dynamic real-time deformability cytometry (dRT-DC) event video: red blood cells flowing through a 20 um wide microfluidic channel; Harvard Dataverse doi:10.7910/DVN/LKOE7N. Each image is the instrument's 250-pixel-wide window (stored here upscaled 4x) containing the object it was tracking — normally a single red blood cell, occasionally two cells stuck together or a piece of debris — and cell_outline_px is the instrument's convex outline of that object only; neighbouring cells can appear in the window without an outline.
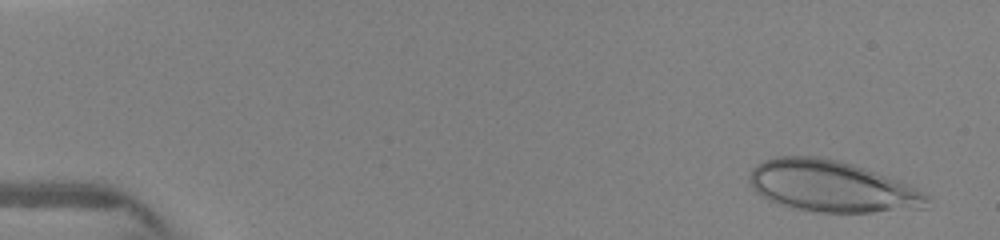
{"species": "human", "species_latin": "Homo sapiens", "temperature_condition": "warm", "stored_images_in_passage": 38, "camera_frame_rate_fps": 3000, "um_per_image_px": 0.085, "donor": {"sex": "female"}, "frame": {"image": 1, "passage_image": 1, "time_ms": 0.0, "image_size_px": [1000, 240], "cell_outline_px": [[932, 200], [928, 208], [872, 212], [816, 212], [792, 208], [776, 204], [768, 200], [756, 192], [752, 188], [748, 180], [748, 176], [752, 168], [756, 164], [772, 156], [820, 156], [840, 160], [876, 172], [908, 184], [932, 196]], "centroid_in_image_um": [70.7, 15.84], "position_along_channel_um": 14.3, "area_um2": 53.87}}
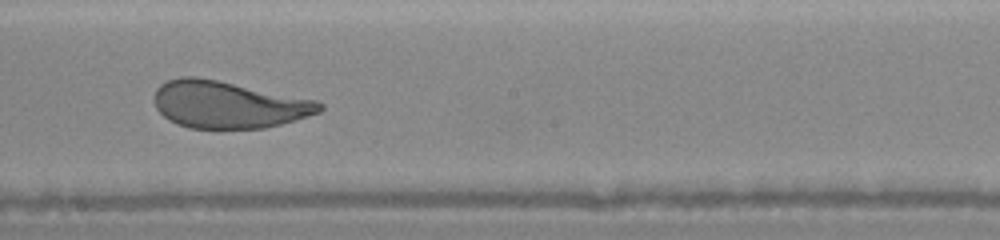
{"frame": {"image": 2, "passage_image": 23, "time_ms": 8.0, "image_size_px": [1000, 240], "cell_outline_px": [[324, 108], [320, 112], [308, 116], [280, 124], [264, 128], [188, 128], [176, 124], [168, 120], [156, 108], [152, 100], [156, 88], [160, 84], [168, 80], [180, 76], [196, 76], [316, 100], [324, 104]], "centroid_in_image_um": [19.35, 8.89], "position_along_channel_um": 228.8, "area_um2": 45.37}}
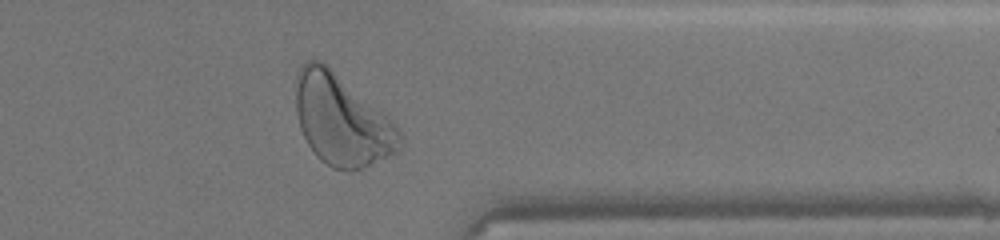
{"frame": {"image": 3, "passage_image": 35, "time_ms": 11.667, "image_size_px": [1000, 240], "cell_outline_px": [[404, 144], [400, 152], [364, 168], [352, 172], [348, 172], [332, 168], [320, 160], [316, 156], [308, 144], [300, 128], [296, 112], [296, 88], [300, 68], [308, 60], [320, 60], [328, 64], [392, 120], [400, 128], [404, 140]], "centroid_in_image_um": [29.11, 10.26], "position_along_channel_um": 382.3, "area_um2": 55.72}}